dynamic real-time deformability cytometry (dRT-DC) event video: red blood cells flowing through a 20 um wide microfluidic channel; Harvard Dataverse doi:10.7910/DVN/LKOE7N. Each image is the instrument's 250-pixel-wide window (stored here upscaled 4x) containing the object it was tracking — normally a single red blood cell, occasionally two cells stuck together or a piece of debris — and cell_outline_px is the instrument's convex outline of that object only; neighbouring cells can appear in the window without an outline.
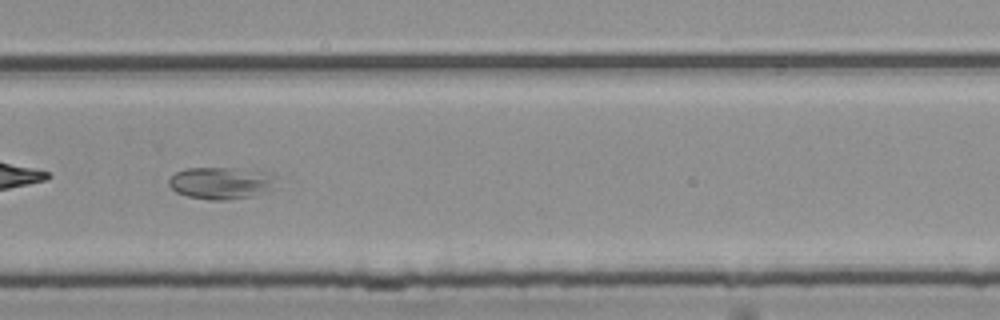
{"species": "common noctule bat (a hibernating species)", "species_latin": "Nyctalus noctula", "temperature_condition": "room temperature", "stored_images_in_passage": 41, "camera_frame_rate_fps": 3000, "um_per_image_px": 0.085, "animal": {"sex": "female", "body_mass_g": 25.1}, "frame": {"image": 1, "passage_image": 30, "time_ms": 9.667, "image_size_px": [1000, 320], "cell_outline_px": [[276, 176], [268, 192], [252, 196], [228, 200], [208, 200], [188, 196], [176, 192], [168, 184], [168, 180], [176, 172], [184, 168], [236, 168], [272, 172]], "centroid_in_image_um": [18.8, 15.55], "position_along_channel_um": 311.0, "area_um2": 20.23}}